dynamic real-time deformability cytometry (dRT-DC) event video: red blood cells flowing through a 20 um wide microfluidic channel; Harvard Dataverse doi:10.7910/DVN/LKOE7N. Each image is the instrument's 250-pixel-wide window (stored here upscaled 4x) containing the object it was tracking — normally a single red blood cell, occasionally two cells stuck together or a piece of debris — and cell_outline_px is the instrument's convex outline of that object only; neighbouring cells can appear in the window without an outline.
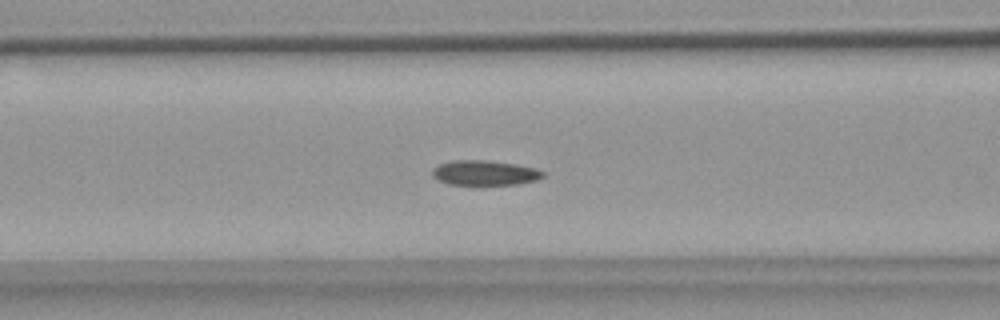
{"species": "common noctule bat (a hibernating species)", "species_latin": "Nyctalus noctula", "temperature_condition": "warm", "stored_images_in_passage": 54, "camera_frame_rate_fps": 3000, "um_per_image_px": 0.085, "animal": {"sex": "female", "body_mass_g": 18.4}, "frame": {"image": 1, "passage_image": 21, "time_ms": 6.667, "image_size_px": [1000, 320], "cell_outline_px": [[544, 176], [536, 180], [520, 184], [448, 184], [432, 176], [432, 168], [440, 164], [452, 160], [484, 160], [516, 164], [536, 168], [544, 172]], "centroid_in_image_um": [41.21, 14.68], "position_along_channel_um": 125.4, "area_um2": 15.95}}
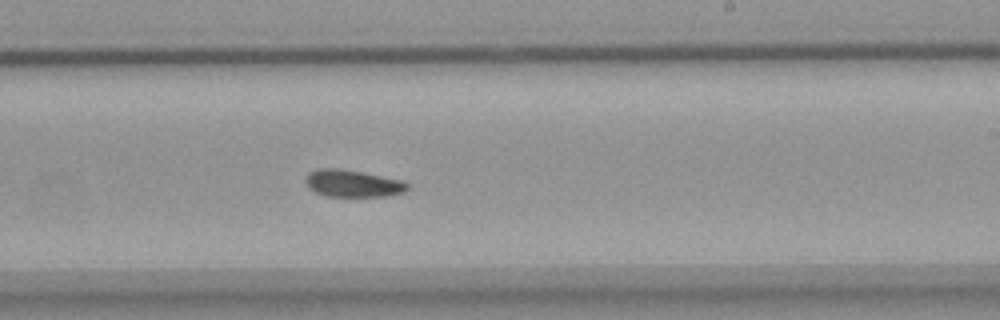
{"frame": {"image": 2, "passage_image": 32, "time_ms": 10.333, "image_size_px": [1000, 320], "cell_outline_px": [[408, 188], [404, 192], [384, 196], [324, 196], [308, 188], [304, 180], [308, 172], [316, 168], [340, 168], [364, 172], [404, 180], [408, 184]], "centroid_in_image_um": [29.95, 15.57], "position_along_channel_um": 259.0, "area_um2": 16.36}}
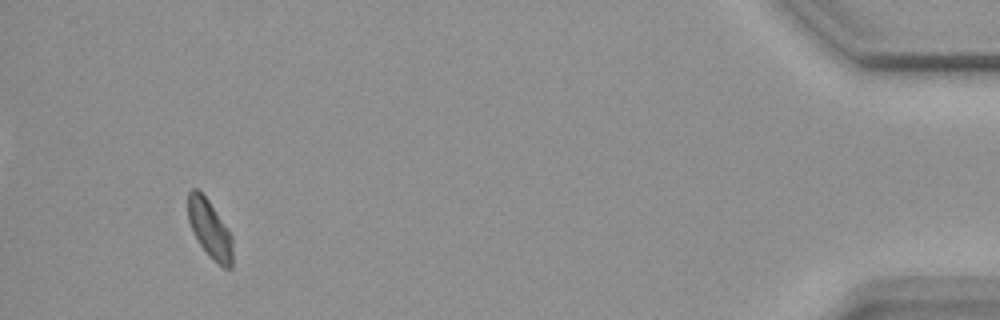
{"frame": {"image": 3, "passage_image": 51, "time_ms": 16.667, "image_size_px": [1000, 320], "cell_outline_px": [[232, 268], [224, 268], [212, 260], [200, 244], [192, 232], [188, 220], [188, 192], [192, 188], [196, 188], [208, 200], [228, 228], [232, 236]], "centroid_in_image_um": [17.83, 19.48], "position_along_channel_um": 417.4, "area_um2": 15.14}, "authors_computed_cell_mechanics": {"area_um2": 16.2707, "velocity_mm_per_s": 3.6595, "shape_relaxation_time_tau1_ms": 7.3736, "shape_relaxation_time_tau2_ms": null, "deformation_change_tau1": 0.1122, "deformation_change_tau2": null}}